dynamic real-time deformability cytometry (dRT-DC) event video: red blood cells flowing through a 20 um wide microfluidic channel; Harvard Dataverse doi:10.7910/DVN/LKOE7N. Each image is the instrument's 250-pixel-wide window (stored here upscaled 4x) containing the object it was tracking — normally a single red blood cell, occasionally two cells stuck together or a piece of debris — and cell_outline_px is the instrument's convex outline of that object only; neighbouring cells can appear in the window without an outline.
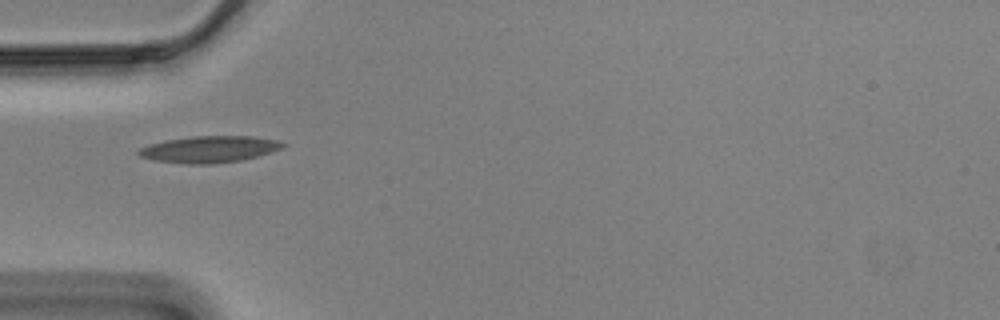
{"species": "Egyptian fruit bat (a non-hibernating species)", "species_latin": "Rousettus aegyptiacus", "temperature_condition": "cold", "stored_images_in_passage": 40, "camera_frame_rate_fps": 3000, "um_per_image_px": 0.085, "animal": {"sex": "male"}, "frame": {"image": 1, "passage_image": 1, "time_ms": 0.0, "image_size_px": [1000, 320], "cell_outline_px": [[288, 144], [284, 148], [272, 152], [240, 160], [212, 164], [188, 164], [156, 160], [140, 156], [136, 152], [140, 148], [148, 144], [164, 140], [192, 136], [252, 136], [280, 140]], "centroid_in_image_um": [17.83, 12.67], "position_along_channel_um": 67.2, "area_um2": 22.48}}
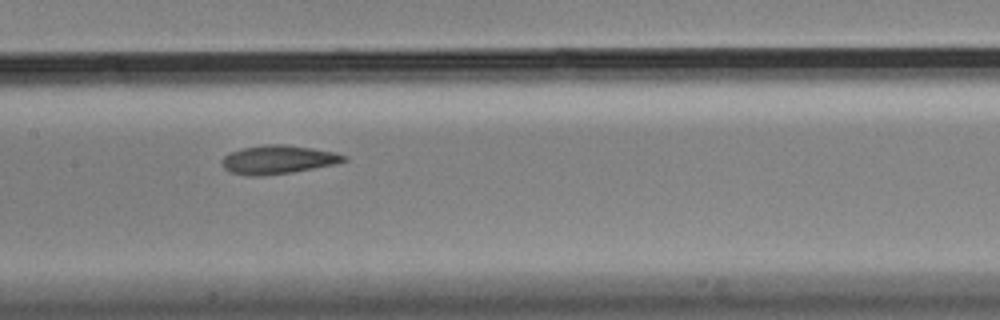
{"frame": {"image": 2, "passage_image": 11, "time_ms": 3.333, "image_size_px": [1000, 320], "cell_outline_px": [[348, 160], [336, 164], [292, 172], [260, 176], [248, 176], [232, 172], [224, 168], [220, 160], [224, 156], [232, 152], [244, 148], [264, 144], [284, 144], [312, 148], [336, 152], [348, 156]], "centroid_in_image_um": [23.67, 13.56], "position_along_channel_um": 183.7, "area_um2": 20.35}}
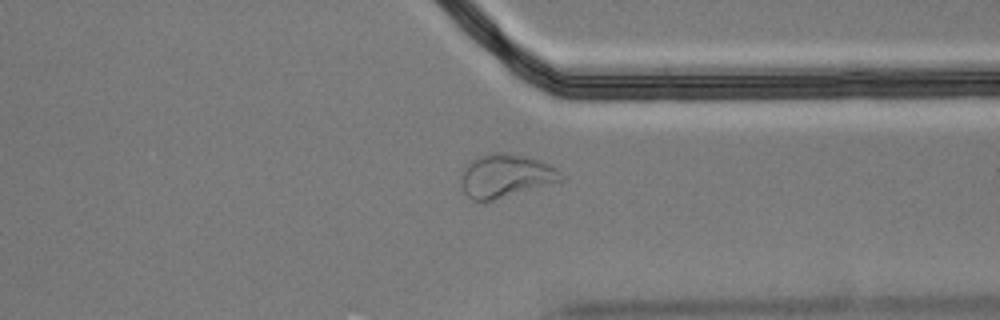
{"frame": {"image": 3, "passage_image": 27, "time_ms": 8.667, "image_size_px": [1000, 320], "cell_outline_px": [[564, 180], [492, 200], [472, 200], [464, 192], [460, 180], [460, 172], [476, 156], [496, 152], [524, 156], [548, 164], [556, 168], [564, 176]], "centroid_in_image_um": [42.94, 14.94], "position_along_channel_um": 368.5, "area_um2": 24.8}, "authors_computed_cell_mechanics": {"area_um2": 20.6346, "velocity_mm_per_s": 3.4833, "shape_relaxation_time_tau1_ms": null, "shape_relaxation_time_tau2_ms": 3.083, "deformation_change_tau1": null, "deformation_change_tau2": 0.0882}}